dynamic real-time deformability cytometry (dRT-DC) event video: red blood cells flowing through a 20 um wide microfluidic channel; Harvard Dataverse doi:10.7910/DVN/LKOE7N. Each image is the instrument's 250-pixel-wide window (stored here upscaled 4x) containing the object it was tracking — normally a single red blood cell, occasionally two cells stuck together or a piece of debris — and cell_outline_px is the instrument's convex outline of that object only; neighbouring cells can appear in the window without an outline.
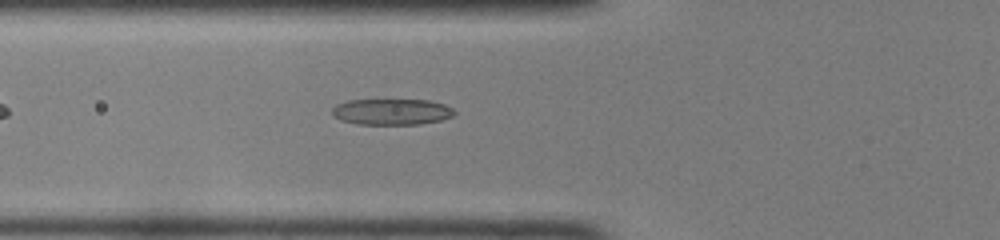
{"species": "common noctule bat (a hibernating species)", "species_latin": "Nyctalus noctula", "temperature_condition": "room temperature", "stored_images_in_passage": 37, "camera_frame_rate_fps": 3000, "um_per_image_px": 0.085, "animal": {"sex": "female", "body_mass_g": 22.0, "forearm_length_mm": 56.7}, "frame": {"image": 1, "passage_image": 7, "time_ms": 2.0, "image_size_px": [1000, 240], "cell_outline_px": [[456, 112], [452, 116], [440, 120], [420, 124], [356, 124], [340, 120], [332, 116], [332, 108], [336, 104], [348, 100], [428, 100], [444, 104], [452, 108]], "centroid_in_image_um": [33.26, 9.5], "position_along_channel_um": 92.5, "area_um2": 18.61}}
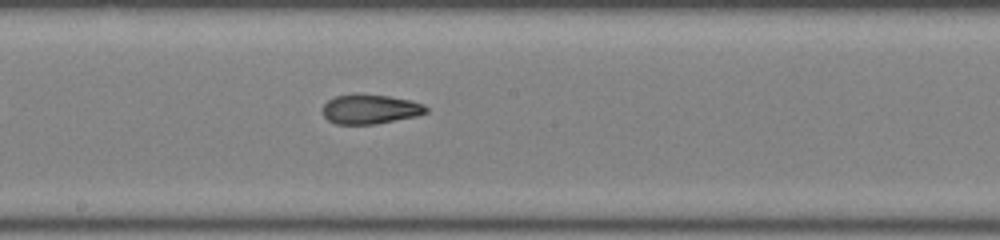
{"frame": {"image": 2, "passage_image": 16, "time_ms": 5.0, "image_size_px": [1000, 240], "cell_outline_px": [[428, 112], [416, 116], [376, 124], [336, 124], [328, 120], [324, 116], [324, 104], [328, 100], [336, 96], [352, 92], [356, 92], [388, 96], [412, 100], [424, 104], [428, 108]], "centroid_in_image_um": [31.48, 9.25], "position_along_channel_um": 216.7, "area_um2": 18.09}}
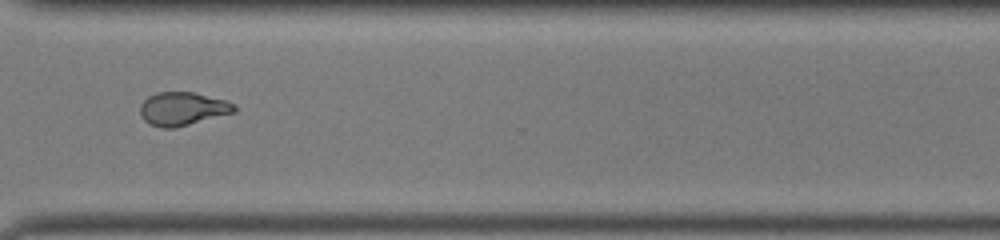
{"frame": {"image": 3, "passage_image": 26, "time_ms": 8.333, "image_size_px": [1000, 240], "cell_outline_px": [[236, 112], [176, 128], [160, 128], [148, 124], [140, 116], [140, 104], [148, 96], [156, 92], [192, 92], [228, 100], [236, 104]], "centroid_in_image_um": [15.52, 9.25], "position_along_channel_um": 355.1, "area_um2": 18.67}, "authors_computed_cell_mechanics": {"area_um2": 18.6116, "velocity_mm_per_s": 4.1429, "shape_relaxation_time_tau1_ms": null, "shape_relaxation_time_tau2_ms": 1.5322, "deformation_change_tau1": null, "deformation_change_tau2": 0.0796}}